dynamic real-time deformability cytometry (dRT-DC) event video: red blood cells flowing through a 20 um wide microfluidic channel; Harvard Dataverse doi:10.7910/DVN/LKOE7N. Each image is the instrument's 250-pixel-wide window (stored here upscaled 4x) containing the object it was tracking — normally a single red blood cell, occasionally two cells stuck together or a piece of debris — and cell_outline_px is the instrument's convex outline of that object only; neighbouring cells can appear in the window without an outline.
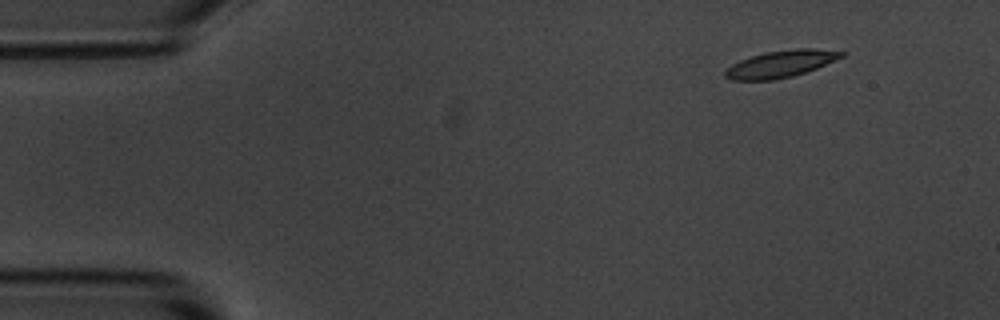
{"species": "common noctule bat (a hibernating species)", "species_latin": "Nyctalus noctula", "temperature_condition": "room temperature", "stored_images_in_passage": 5, "camera_frame_rate_fps": 3000, "um_per_image_px": 0.085, "animal": {"sex": "male", "body_mass_g": 20.1, "forearm_length_mm": 53.5}, "frame": {"image": 1, "passage_image": 2, "time_ms": 1.333, "image_size_px": [1000, 320], "cell_outline_px": [[848, 52], [844, 56], [816, 68], [792, 76], [776, 80], [732, 80], [724, 76], [724, 72], [732, 64], [740, 60], [764, 52], [796, 48], [816, 48]], "centroid_in_image_um": [66.38, 5.42], "position_along_channel_um": 18.6, "area_um2": 18.26}}
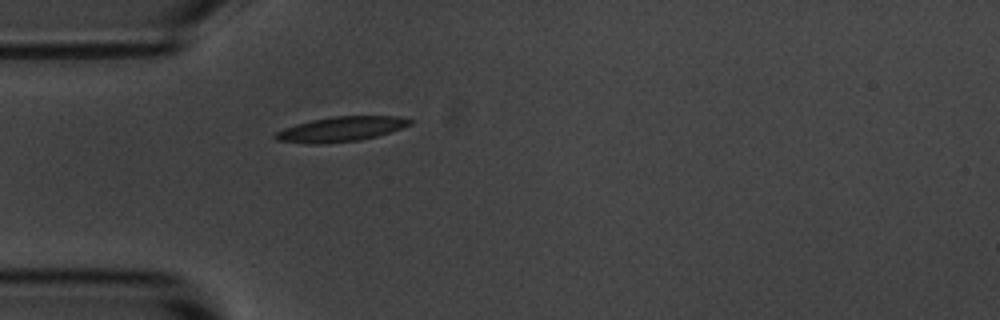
{"frame": {"image": 2, "passage_image": 5, "time_ms": 4.667, "image_size_px": [1000, 320], "cell_outline_px": [[412, 124], [376, 136], [360, 140], [324, 144], [312, 144], [276, 140], [272, 136], [276, 132], [284, 128], [296, 124], [312, 120], [332, 116], [396, 116], [412, 120]], "centroid_in_image_um": [28.94, 10.98], "position_along_channel_um": 56.1, "area_um2": 19.36}}